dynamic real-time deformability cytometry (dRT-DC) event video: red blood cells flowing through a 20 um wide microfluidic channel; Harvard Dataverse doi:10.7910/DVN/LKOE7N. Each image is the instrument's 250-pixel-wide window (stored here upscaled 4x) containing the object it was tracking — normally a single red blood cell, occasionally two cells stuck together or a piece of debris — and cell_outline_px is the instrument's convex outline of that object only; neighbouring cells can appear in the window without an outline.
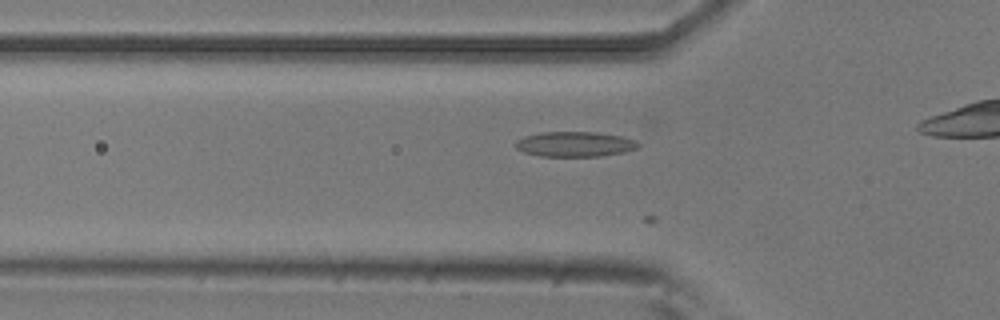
{"species": "common noctule bat (a hibernating species)", "species_latin": "Nyctalus noctula", "temperature_condition": "room temperature", "stored_images_in_passage": 13, "camera_frame_rate_fps": 3000, "um_per_image_px": 0.085, "animal": {"sex": "male", "body_mass_g": 20.5, "forearm_length_mm": 52.5}, "frame": {"image": 1, "passage_image": 4, "time_ms": 1.0, "image_size_px": [1000, 320], "cell_outline_px": [[640, 148], [624, 152], [600, 156], [540, 156], [524, 152], [516, 148], [512, 144], [516, 140], [524, 136], [540, 132], [596, 132], [620, 136], [636, 140], [640, 144]], "centroid_in_image_um": [48.85, 12.25], "position_along_channel_um": 77.0, "area_um2": 18.09}}
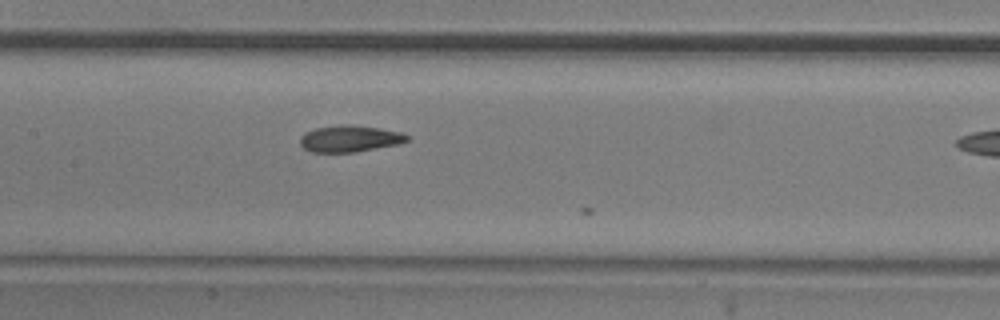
{"frame": {"image": 2, "passage_image": 12, "time_ms": 3.667, "image_size_px": [1000, 320], "cell_outline_px": [[408, 140], [400, 144], [356, 152], [312, 152], [304, 148], [300, 144], [300, 136], [304, 132], [316, 128], [348, 124], [352, 124], [380, 128], [400, 132], [408, 136]], "centroid_in_image_um": [29.72, 11.79], "position_along_channel_um": 177.7, "area_um2": 16.59}}